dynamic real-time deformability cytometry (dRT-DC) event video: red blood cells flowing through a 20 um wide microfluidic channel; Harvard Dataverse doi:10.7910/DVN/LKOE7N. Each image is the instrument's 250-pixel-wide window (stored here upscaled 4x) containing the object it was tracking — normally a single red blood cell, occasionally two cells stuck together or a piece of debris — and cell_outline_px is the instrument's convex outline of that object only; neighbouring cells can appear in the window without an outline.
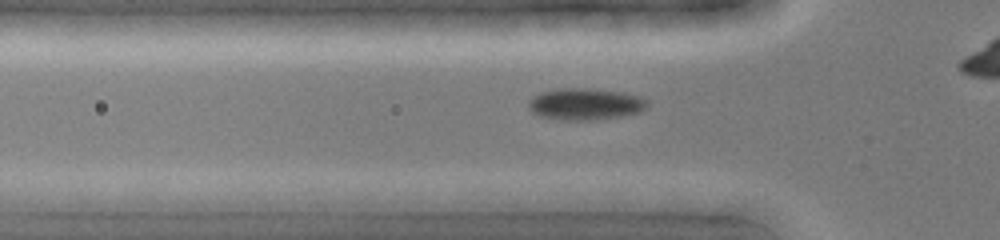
{"species": "common noctule bat (a hibernating species)", "species_latin": "Nyctalus noctula", "temperature_condition": "cold", "stored_images_in_passage": 40, "camera_frame_rate_fps": 3000, "um_per_image_px": 0.085, "animal": {"sex": "female", "body_mass_g": 19.0, "forearm_length_mm": 51.5}, "frame": {"image": 1, "passage_image": 13, "time_ms": 4.0, "image_size_px": [1000, 240], "cell_outline_px": [[648, 108], [640, 112], [624, 116], [592, 120], [560, 120], [536, 116], [528, 108], [528, 100], [532, 96], [540, 92], [560, 88], [584, 88], [620, 92], [640, 96], [648, 100]], "centroid_in_image_um": [49.72, 8.86], "position_along_channel_um": 76.1, "area_um2": 22.31}}
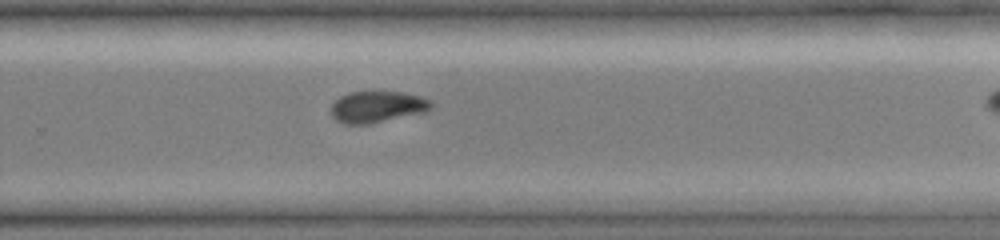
{"frame": {"image": 2, "passage_image": 28, "time_ms": 9.0, "image_size_px": [1000, 240], "cell_outline_px": [[432, 108], [428, 112], [368, 124], [344, 124], [336, 120], [332, 116], [332, 104], [340, 96], [348, 92], [404, 92], [420, 96], [432, 100]], "centroid_in_image_um": [32.11, 9.08], "position_along_channel_um": 297.7, "area_um2": 18.5}}
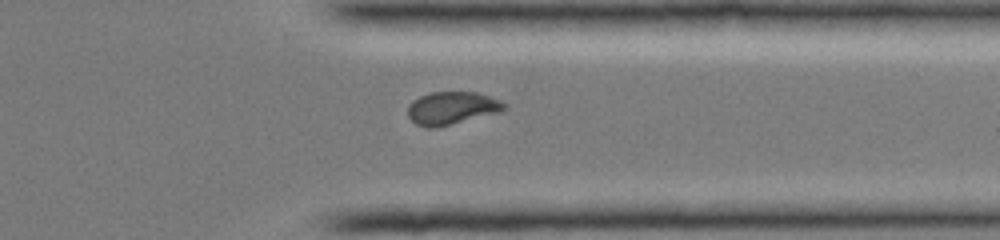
{"frame": {"image": 3, "passage_image": 33, "time_ms": 10.667, "image_size_px": [1000, 240], "cell_outline_px": [[508, 104], [500, 112], [436, 128], [428, 128], [416, 124], [408, 116], [408, 108], [412, 100], [420, 96], [432, 92], [476, 92], [500, 100]], "centroid_in_image_um": [38.4, 9.19], "position_along_channel_um": 373.0, "area_um2": 18.38}}